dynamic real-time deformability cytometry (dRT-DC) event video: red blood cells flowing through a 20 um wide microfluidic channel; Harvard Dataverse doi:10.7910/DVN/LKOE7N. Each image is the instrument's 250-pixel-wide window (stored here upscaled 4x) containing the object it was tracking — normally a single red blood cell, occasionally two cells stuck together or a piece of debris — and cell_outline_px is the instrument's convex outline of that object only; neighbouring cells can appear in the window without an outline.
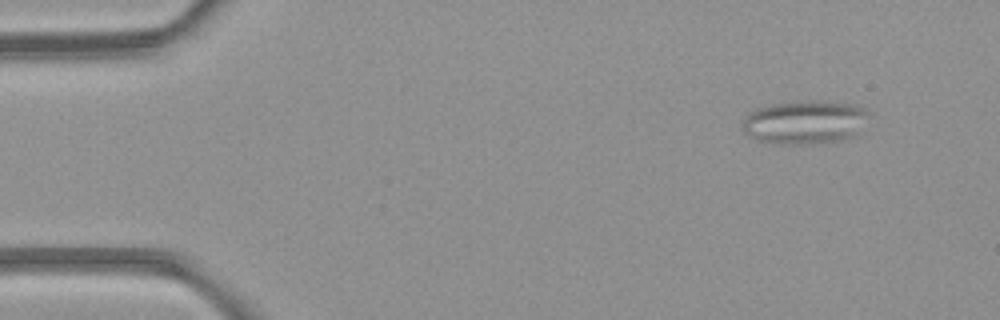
{"species": "common noctule bat (a hibernating species)", "species_latin": "Nyctalus noctula", "temperature_condition": "room temperature", "stored_images_in_passage": 4, "camera_frame_rate_fps": 3000, "um_per_image_px": 0.085, "animal": {"sex": "female", "body_mass_g": 21.9}, "frame": {"image": 1, "passage_image": 1, "time_ms": 0.0, "image_size_px": [1000, 320], "cell_outline_px": [[868, 112], [856, 132], [852, 136], [836, 140], [796, 144], [788, 144], [756, 140], [748, 136], [740, 128], [744, 116], [748, 112], [756, 108], [772, 104], [808, 100], [816, 100], [852, 104], [868, 108]], "centroid_in_image_um": [68.3, 10.35], "position_along_channel_um": 16.7, "area_um2": 31.67}}
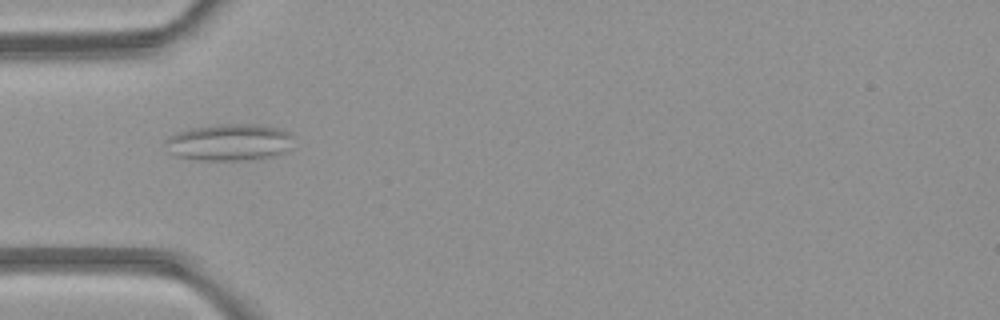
{"frame": {"image": 2, "passage_image": 4, "time_ms": 3.667, "image_size_px": [1000, 320], "cell_outline_px": [[292, 136], [284, 152], [272, 156], [244, 160], [200, 160], [176, 156], [168, 152], [168, 136], [176, 132], [188, 128], [228, 124], [256, 124], [276, 128], [288, 132]], "centroid_in_image_um": [19.43, 12.09], "position_along_channel_um": 65.6, "area_um2": 26.93}}